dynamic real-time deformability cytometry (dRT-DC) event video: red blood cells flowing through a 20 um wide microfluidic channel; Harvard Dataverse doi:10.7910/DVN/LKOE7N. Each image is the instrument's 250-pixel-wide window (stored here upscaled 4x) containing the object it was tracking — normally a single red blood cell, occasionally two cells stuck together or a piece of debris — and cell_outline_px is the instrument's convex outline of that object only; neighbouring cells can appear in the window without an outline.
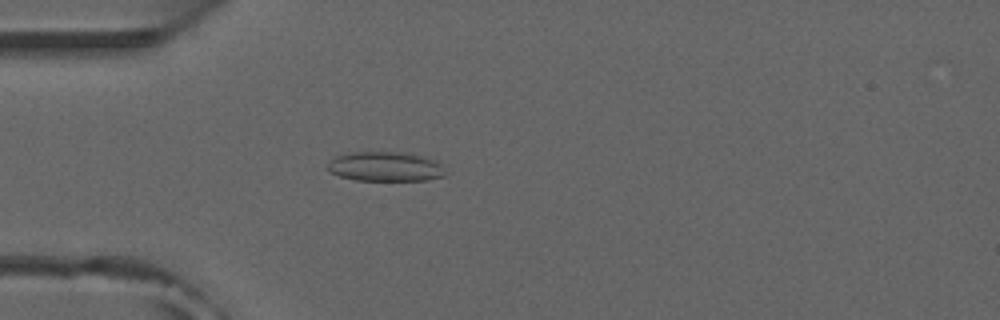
{"species": "common noctule bat (a hibernating species)", "species_latin": "Nyctalus noctula", "temperature_condition": "room temperature", "stored_images_in_passage": 51, "camera_frame_rate_fps": 3000, "um_per_image_px": 0.085, "animal": {"sex": "male", "forearm_length_mm": 52.5}, "frame": {"image": 1, "passage_image": 14, "time_ms": 4.333, "image_size_px": [1000, 320], "cell_outline_px": [[444, 176], [424, 180], [356, 180], [340, 176], [332, 172], [328, 168], [328, 164], [336, 156], [352, 152], [400, 152], [420, 156], [432, 160], [440, 164], [444, 172]], "centroid_in_image_um": [32.72, 14.16], "position_along_channel_um": 52.3, "area_um2": 19.77}}
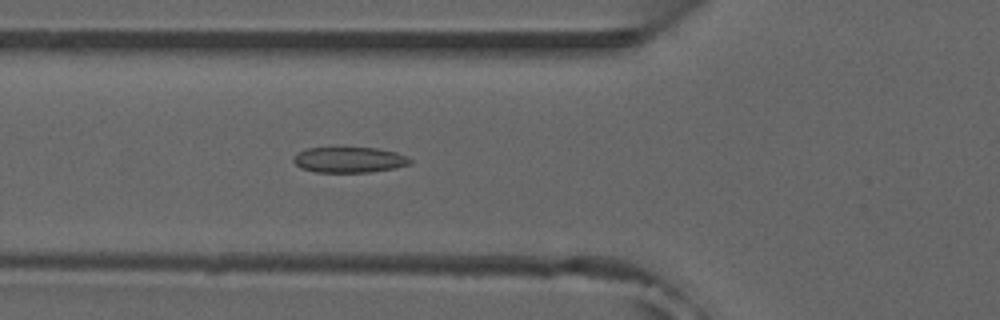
{"frame": {"image": 2, "passage_image": 18, "time_ms": 5.667, "image_size_px": [1000, 320], "cell_outline_px": [[412, 164], [392, 168], [368, 172], [316, 172], [300, 168], [292, 160], [292, 156], [308, 148], [376, 148], [396, 152], [412, 160]], "centroid_in_image_um": [29.66, 13.59], "position_along_channel_um": 96.1, "area_um2": 17.22}}
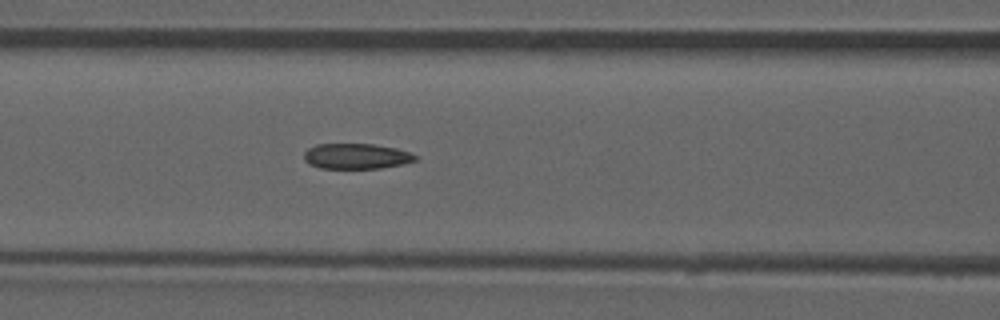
{"frame": {"image": 3, "passage_image": 21, "time_ms": 6.667, "image_size_px": [1000, 320], "cell_outline_px": [[416, 160], [404, 164], [380, 168], [320, 168], [308, 164], [304, 160], [304, 152], [308, 148], [316, 144], [372, 144], [396, 148], [408, 152], [416, 156]], "centroid_in_image_um": [30.25, 13.28], "position_along_channel_um": 136.4, "area_um2": 16.47}, "authors_computed_cell_mechanics": {"area_um2": 17.2244, "velocity_mm_per_s": 3.9612, "shape_relaxation_time_tau1_ms": null, "shape_relaxation_time_tau2_ms": 2.9586, "deformation_change_tau1": null, "deformation_change_tau2": 0.1046}}